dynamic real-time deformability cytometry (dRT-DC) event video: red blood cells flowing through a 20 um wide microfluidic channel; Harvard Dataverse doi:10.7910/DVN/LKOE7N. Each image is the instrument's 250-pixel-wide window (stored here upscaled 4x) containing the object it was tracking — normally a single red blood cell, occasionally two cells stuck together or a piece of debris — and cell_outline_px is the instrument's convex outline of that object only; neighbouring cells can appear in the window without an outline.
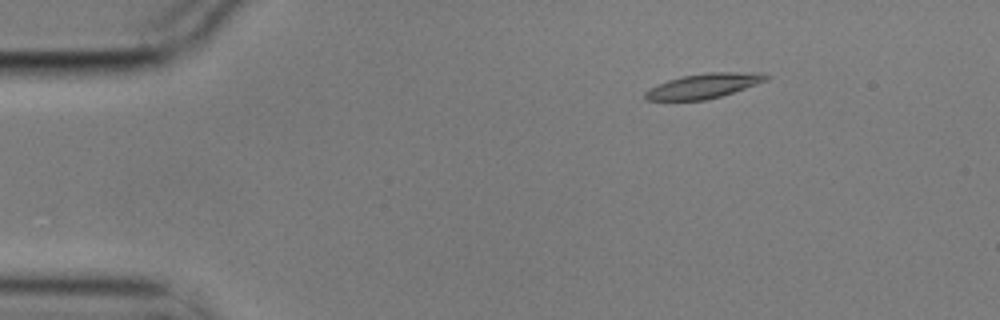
{"species": "common noctule bat (a hibernating species)", "species_latin": "Nyctalus noctula", "temperature_condition": "cold", "stored_images_in_passage": 5, "camera_frame_rate_fps": 3000, "um_per_image_px": 0.085, "animal": {"sex": "male", "body_mass_g": 17.9}, "frame": {"image": 1, "passage_image": 3, "time_ms": 0.667, "image_size_px": [1000, 320], "cell_outline_px": [[772, 76], [768, 80], [720, 96], [704, 100], [644, 100], [644, 92], [648, 88], [668, 80], [684, 76], [708, 72], [760, 72]], "centroid_in_image_um": [59.82, 7.29], "position_along_channel_um": 25.2, "area_um2": 17.4}}